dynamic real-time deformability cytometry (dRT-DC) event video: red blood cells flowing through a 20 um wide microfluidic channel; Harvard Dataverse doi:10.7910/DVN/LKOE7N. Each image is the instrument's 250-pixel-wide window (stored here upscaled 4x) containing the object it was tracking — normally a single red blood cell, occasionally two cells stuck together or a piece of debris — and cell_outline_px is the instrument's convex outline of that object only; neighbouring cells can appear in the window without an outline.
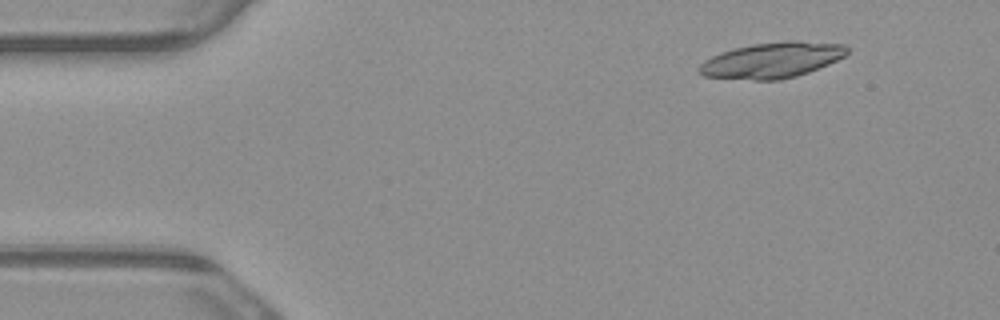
{"species": "common noctule bat (a hibernating species)", "species_latin": "Nyctalus noctula", "temperature_condition": "warm", "stored_images_in_passage": 4, "camera_frame_rate_fps": 3000, "um_per_image_px": 0.085, "animal": {"sex": "male", "body_mass_g": 23.1, "forearm_length_mm": 52.7}, "frame": {"image": 1, "passage_image": 2, "time_ms": 0.333, "image_size_px": [1000, 320], "cell_outline_px": [[848, 52], [844, 56], [828, 64], [808, 72], [796, 76], [780, 80], [752, 80], [704, 76], [696, 72], [696, 68], [704, 60], [720, 52], [752, 44], [788, 40], [796, 40], [844, 44], [848, 48]], "centroid_in_image_um": [65.59, 5.11], "position_along_channel_um": 19.4, "area_um2": 30.87}}